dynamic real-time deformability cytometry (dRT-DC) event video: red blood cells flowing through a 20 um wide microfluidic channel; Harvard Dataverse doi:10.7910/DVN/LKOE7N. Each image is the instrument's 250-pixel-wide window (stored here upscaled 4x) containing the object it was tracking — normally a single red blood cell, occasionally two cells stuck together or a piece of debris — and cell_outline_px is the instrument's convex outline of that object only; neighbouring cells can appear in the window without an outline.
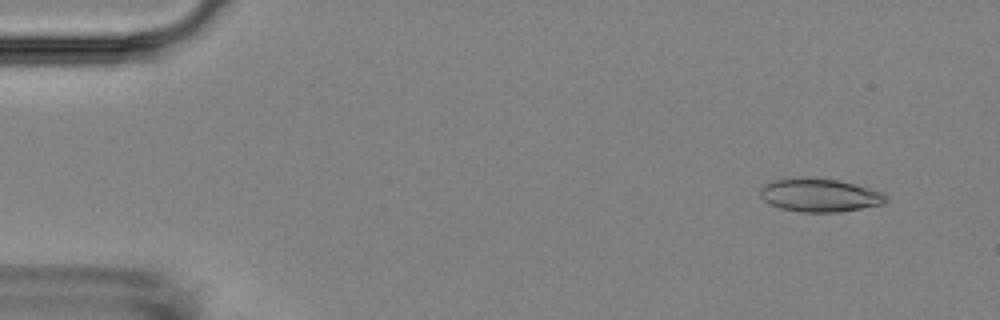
{"species": "Egyptian fruit bat (a non-hibernating species)", "species_latin": "Rousettus aegyptiacus", "temperature_condition": "room temperature", "stored_images_in_passage": 5, "camera_frame_rate_fps": 3000, "um_per_image_px": 0.085, "animal": {"sex": "female"}, "frame": {"image": 1, "passage_image": 2, "time_ms": 1.0, "image_size_px": [1000, 320], "cell_outline_px": [[888, 200], [884, 204], [836, 212], [804, 212], [780, 208], [764, 200], [760, 196], [760, 188], [764, 184], [772, 180], [800, 176], [804, 176], [836, 180], [852, 184], [880, 192], [888, 196]], "centroid_in_image_um": [69.62, 16.57], "position_along_channel_um": 15.4, "area_um2": 24.28}}